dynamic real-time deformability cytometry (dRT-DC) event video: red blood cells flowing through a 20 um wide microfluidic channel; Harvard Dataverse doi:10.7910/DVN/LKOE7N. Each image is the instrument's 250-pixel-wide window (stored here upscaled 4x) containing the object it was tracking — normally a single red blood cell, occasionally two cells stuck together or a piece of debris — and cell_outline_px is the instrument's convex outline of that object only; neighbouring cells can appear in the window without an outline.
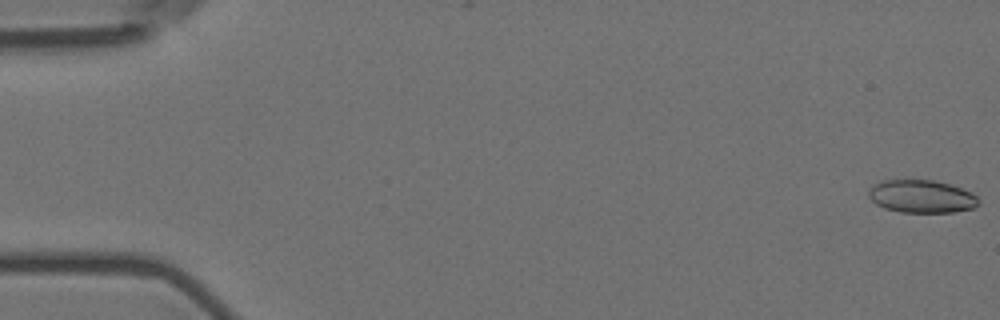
{"species": "Egyptian fruit bat (a non-hibernating species)", "species_latin": "Rousettus aegyptiacus", "temperature_condition": "room temperature", "stored_images_in_passage": 57, "camera_frame_rate_fps": 3000, "um_per_image_px": 0.085, "animal": {"sex": "female"}, "frame": {"image": 1, "passage_image": 1, "time_ms": 0.0, "image_size_px": [1000, 320], "cell_outline_px": [[980, 200], [972, 208], [952, 212], [900, 212], [884, 208], [876, 204], [868, 196], [868, 192], [872, 184], [880, 180], [932, 180], [948, 184], [972, 192]], "centroid_in_image_um": [78.28, 16.69], "position_along_channel_um": 6.7, "area_um2": 20.98}}
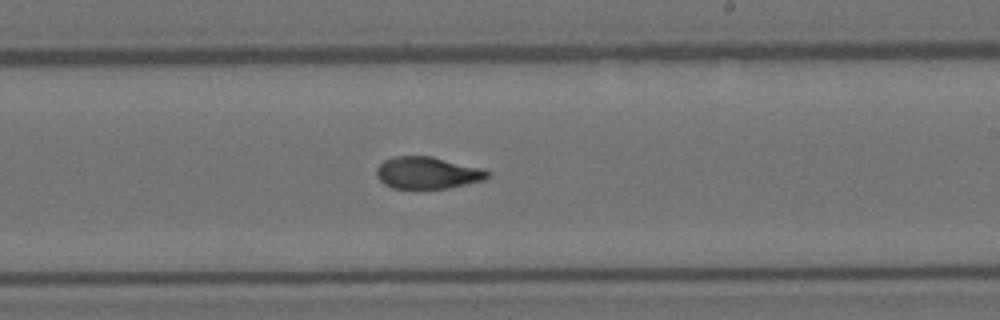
{"frame": {"image": 2, "passage_image": 34, "time_ms": 11.0, "image_size_px": [1000, 320], "cell_outline_px": [[488, 176], [484, 180], [448, 188], [392, 188], [384, 184], [376, 176], [376, 168], [384, 160], [396, 156], [432, 156], [484, 168], [488, 172]], "centroid_in_image_um": [36.33, 14.68], "position_along_channel_um": 252.7, "area_um2": 20.69}}
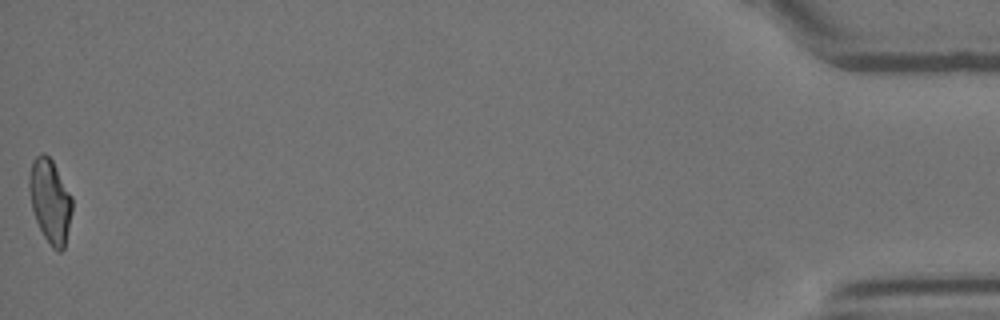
{"frame": {"image": 3, "passage_image": 57, "time_ms": 18.667, "image_size_px": [1000, 320], "cell_outline_px": [[72, 212], [64, 248], [60, 252], [56, 252], [52, 248], [44, 236], [36, 220], [32, 208], [28, 188], [28, 176], [32, 160], [40, 152], [44, 152], [52, 160], [72, 196]], "centroid_in_image_um": [4.25, 17.06], "position_along_channel_um": 431.0, "area_um2": 21.1}, "authors_computed_cell_mechanics": {"area_um2": 21.2704, "velocity_mm_per_s": 3.5986, "shape_relaxation_time_tau1_ms": null, "shape_relaxation_time_tau2_ms": 1.9224, "deformation_change_tau1": null, "deformation_change_tau2": 0.0706}}